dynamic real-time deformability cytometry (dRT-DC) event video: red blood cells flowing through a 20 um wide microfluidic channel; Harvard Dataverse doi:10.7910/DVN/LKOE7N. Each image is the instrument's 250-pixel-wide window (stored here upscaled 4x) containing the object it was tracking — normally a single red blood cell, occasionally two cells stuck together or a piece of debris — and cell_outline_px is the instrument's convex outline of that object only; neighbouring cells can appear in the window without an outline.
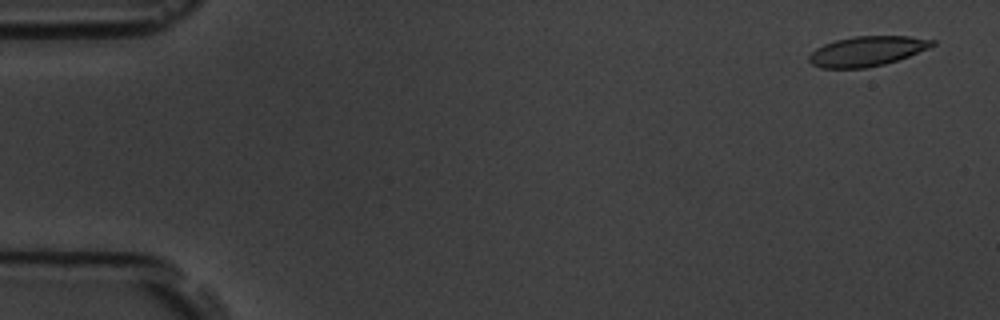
{"species": "common noctule bat (a hibernating species)", "species_latin": "Nyctalus noctula", "temperature_condition": "room temperature", "stored_images_in_passage": 6, "camera_frame_rate_fps": 3000, "um_per_image_px": 0.085, "animal": {"sex": "male", "body_mass_g": 19.5, "forearm_length_mm": 54.6}, "frame": {"image": 1, "passage_image": 1, "time_ms": 0.0, "image_size_px": [1000, 320], "cell_outline_px": [[936, 44], [928, 48], [908, 56], [884, 64], [868, 68], [820, 68], [812, 64], [808, 60], [808, 56], [816, 48], [824, 44], [836, 40], [852, 36], [908, 36], [936, 40]], "centroid_in_image_um": [73.68, 4.35], "position_along_channel_um": 11.3, "area_um2": 21.44}}